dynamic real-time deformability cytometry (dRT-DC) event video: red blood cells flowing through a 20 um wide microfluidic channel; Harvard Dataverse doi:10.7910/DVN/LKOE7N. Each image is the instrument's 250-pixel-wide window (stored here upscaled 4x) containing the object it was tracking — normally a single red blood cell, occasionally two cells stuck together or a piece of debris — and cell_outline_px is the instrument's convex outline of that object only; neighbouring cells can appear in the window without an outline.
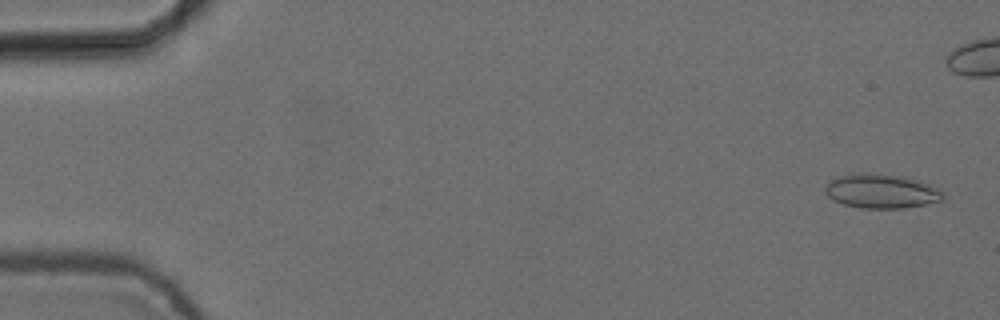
{"species": "common noctule bat (a hibernating species)", "species_latin": "Nyctalus noctula", "temperature_condition": "cold", "stored_images_in_passage": 4, "camera_frame_rate_fps": 3000, "um_per_image_px": 0.085, "animal": {"sex": "female", "body_mass_g": 24.6, "forearm_length_mm": 56.2}, "frame": {"image": 1, "passage_image": 1, "time_ms": 0.0, "image_size_px": [1000, 320], "cell_outline_px": [[948, 196], [944, 200], [904, 208], [860, 208], [844, 204], [832, 200], [824, 192], [824, 188], [832, 180], [840, 176], [872, 172], [904, 176], [920, 180], [944, 192]], "centroid_in_image_um": [74.96, 16.25], "position_along_channel_um": 10.0, "area_um2": 23.64}}